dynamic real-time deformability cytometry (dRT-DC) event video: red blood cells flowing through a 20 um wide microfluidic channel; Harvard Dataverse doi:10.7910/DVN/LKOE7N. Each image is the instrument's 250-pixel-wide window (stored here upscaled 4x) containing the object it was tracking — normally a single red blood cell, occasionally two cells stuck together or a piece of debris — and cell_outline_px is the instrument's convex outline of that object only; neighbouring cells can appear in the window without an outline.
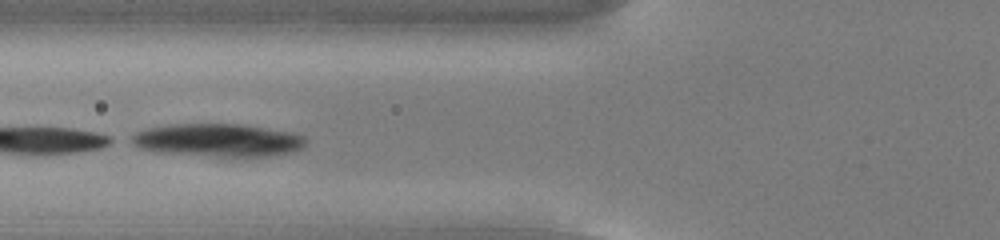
{"species": "common noctule bat (a hibernating species)", "species_latin": "Nyctalus noctula", "temperature_condition": "cold", "stored_images_in_passage": 44, "camera_frame_rate_fps": 3000, "um_per_image_px": 0.085, "animal": {"sex": "male", "body_mass_g": 13.0, "forearm_length_mm": 53.1}, "frame": {"image": 1, "passage_image": 13, "time_ms": 4.0, "image_size_px": [1000, 240], "cell_outline_px": [[304, 144], [296, 152], [272, 156], [212, 156], [156, 152], [140, 148], [124, 140], [128, 136], [136, 132], [148, 128], [168, 124], [240, 124], [288, 132], [304, 136]], "centroid_in_image_um": [18.42, 11.92], "position_along_channel_um": 107.4, "area_um2": 33.58}}
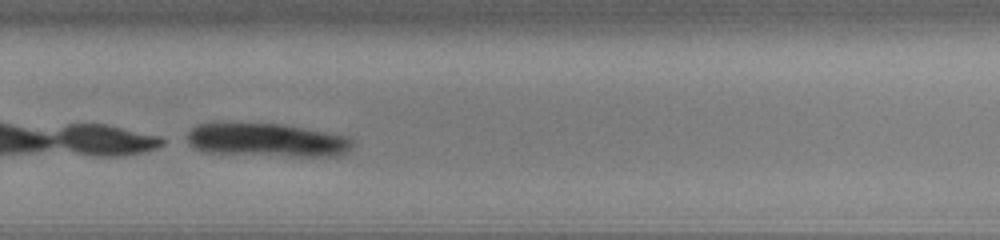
{"frame": {"image": 2, "passage_image": 29, "time_ms": 9.333, "image_size_px": [1000, 240], "cell_outline_px": [[356, 140], [352, 148], [348, 152], [340, 156], [292, 156], [208, 152], [192, 148], [188, 144], [188, 132], [196, 124], [212, 120], [220, 120], [284, 124], [348, 136]], "centroid_in_image_um": [22.65, 11.85], "position_along_channel_um": 307.2, "area_um2": 33.58}}
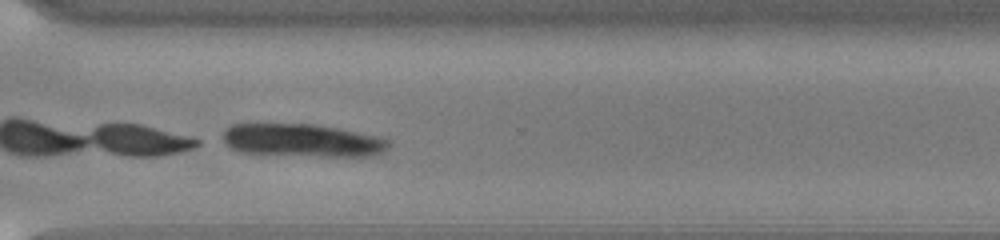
{"frame": {"image": 3, "passage_image": 32, "time_ms": 10.333, "image_size_px": [1000, 240], "cell_outline_px": [[388, 148], [384, 152], [372, 156], [320, 156], [240, 152], [224, 144], [224, 128], [232, 124], [312, 124], [336, 128], [380, 136], [388, 140]], "centroid_in_image_um": [25.7, 11.93], "position_along_channel_um": 344.9, "area_um2": 31.67}}